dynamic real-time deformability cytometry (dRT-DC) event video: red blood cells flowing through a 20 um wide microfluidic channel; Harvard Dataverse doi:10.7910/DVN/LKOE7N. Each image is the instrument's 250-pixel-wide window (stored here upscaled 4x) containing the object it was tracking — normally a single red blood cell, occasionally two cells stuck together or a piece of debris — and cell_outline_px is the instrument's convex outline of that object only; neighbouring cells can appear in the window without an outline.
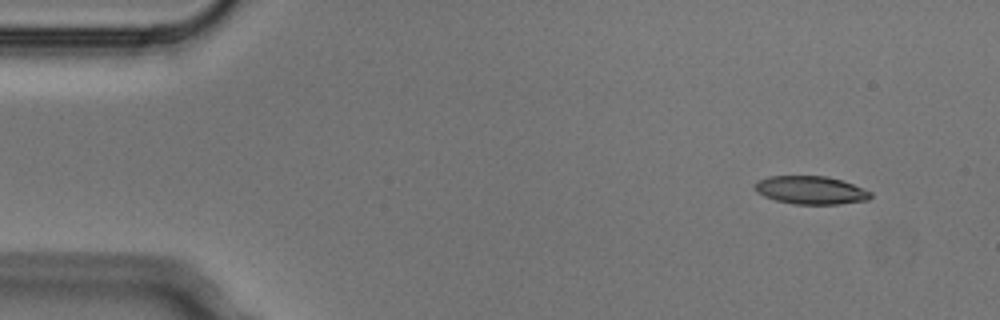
{"species": "Egyptian fruit bat (a non-hibernating species)", "species_latin": "Rousettus aegyptiacus", "temperature_condition": "cold", "stored_images_in_passage": 5, "camera_frame_rate_fps": 3000, "um_per_image_px": 0.085, "animal": {"sex": "male"}, "frame": {"image": 1, "passage_image": 2, "time_ms": 0.333, "image_size_px": [1000, 320], "cell_outline_px": [[872, 196], [868, 200], [840, 204], [796, 204], [776, 200], [764, 196], [756, 192], [752, 184], [756, 180], [768, 176], [824, 176], [840, 180], [852, 184], [872, 192]], "centroid_in_image_um": [68.87, 16.16], "position_along_channel_um": 16.1, "area_um2": 19.02}}
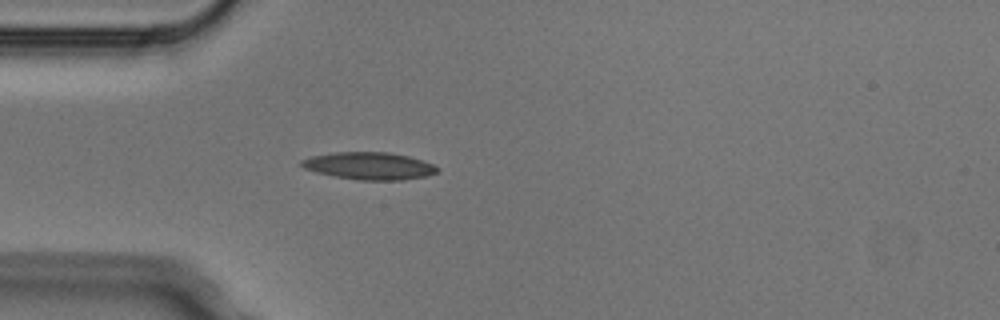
{"frame": {"image": 2, "passage_image": 5, "time_ms": 1.333, "image_size_px": [1000, 320], "cell_outline_px": [[440, 168], [436, 172], [428, 176], [404, 180], [356, 180], [316, 172], [304, 168], [300, 164], [300, 160], [312, 156], [336, 152], [388, 152], [408, 156], [424, 160]], "centroid_in_image_um": [31.41, 14.1], "position_along_channel_um": 53.6, "area_um2": 21.68}}